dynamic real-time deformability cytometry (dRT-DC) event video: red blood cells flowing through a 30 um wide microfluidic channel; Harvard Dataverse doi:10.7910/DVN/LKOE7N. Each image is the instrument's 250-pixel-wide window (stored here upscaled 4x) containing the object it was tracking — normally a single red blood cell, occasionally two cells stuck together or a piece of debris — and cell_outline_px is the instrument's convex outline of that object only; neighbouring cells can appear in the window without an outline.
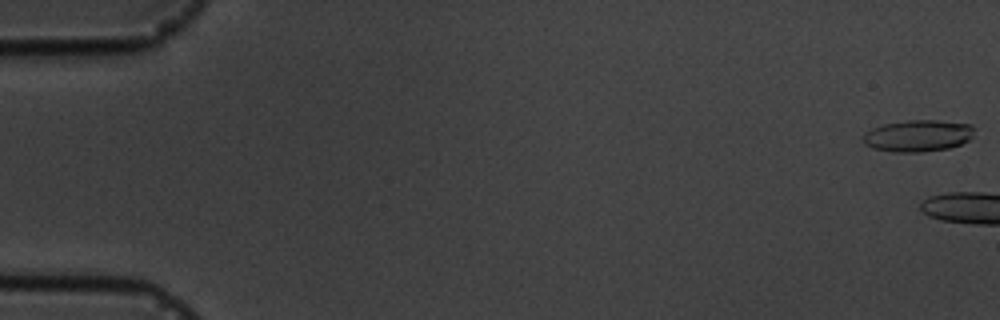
{"species": "common noctule bat (a hibernating species)", "species_latin": "Nyctalus noctula", "temperature_condition": "cold", "stored_images_in_passage": 3, "camera_frame_rate_fps": 3000, "um_per_image_px": 0.085, "animal": {"sex": "male", "body_mass_g": 19.5, "forearm_length_mm": 54.6}, "frame": {"image": 1, "passage_image": 1, "time_ms": 0.0, "image_size_px": [1000, 320], "cell_outline_px": [[972, 136], [968, 140], [960, 144], [948, 148], [920, 152], [892, 152], [872, 148], [864, 144], [860, 140], [864, 132], [872, 128], [884, 124], [908, 120], [936, 120], [972, 124]], "centroid_in_image_um": [77.95, 11.54], "position_along_channel_um": 7.0, "area_um2": 20.63}}